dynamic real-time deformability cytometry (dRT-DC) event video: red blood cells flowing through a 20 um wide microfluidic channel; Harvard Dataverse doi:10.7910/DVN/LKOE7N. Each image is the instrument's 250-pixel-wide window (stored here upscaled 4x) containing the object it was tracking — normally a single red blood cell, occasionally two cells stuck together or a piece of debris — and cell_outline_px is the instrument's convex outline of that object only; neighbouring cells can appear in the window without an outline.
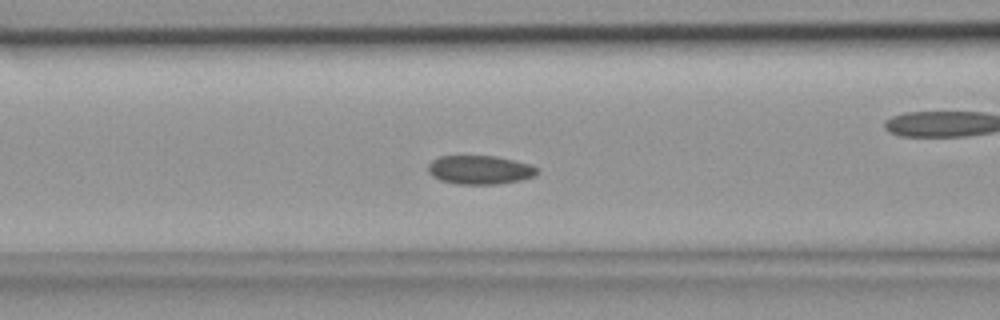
{"species": "common noctule bat (a hibernating species)", "species_latin": "Nyctalus noctula", "temperature_condition": "room temperature", "stored_images_in_passage": 24, "camera_frame_rate_fps": 3000, "um_per_image_px": 0.085, "animal": {"sex": "female", "body_mass_g": 18.4}, "frame": {"image": 1, "passage_image": 14, "time_ms": 4.333, "image_size_px": [1000, 320], "cell_outline_px": [[540, 172], [536, 176], [520, 180], [496, 184], [456, 184], [440, 180], [432, 176], [428, 172], [428, 164], [432, 160], [440, 156], [496, 156], [532, 164], [540, 168]], "centroid_in_image_um": [40.83, 14.43], "position_along_channel_um": 125.8, "area_um2": 18.55}}
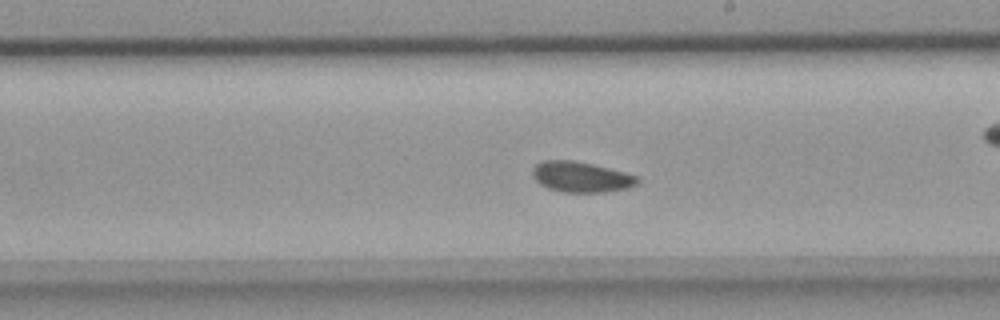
{"frame": {"image": 2, "passage_image": 21, "time_ms": 6.667, "image_size_px": [1000, 320], "cell_outline_px": [[640, 180], [636, 184], [628, 188], [604, 192], [564, 192], [548, 188], [540, 184], [532, 176], [532, 168], [536, 164], [544, 160], [572, 160], [592, 164], [624, 172], [636, 176]], "centroid_in_image_um": [49.36, 15.04], "position_along_channel_um": 239.6, "area_um2": 18.55}}
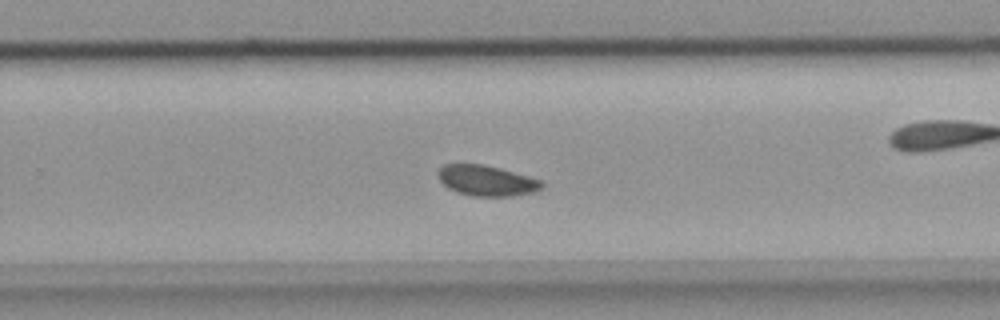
{"frame": {"image": 3, "passage_image": 24, "time_ms": 7.667, "image_size_px": [1000, 320], "cell_outline_px": [[544, 184], [540, 188], [532, 192], [512, 196], [472, 196], [456, 192], [448, 188], [440, 180], [436, 172], [444, 164], [484, 164], [500, 168], [528, 176], [540, 180]], "centroid_in_image_um": [41.32, 15.35], "position_along_channel_um": 288.5, "area_um2": 18.38}}